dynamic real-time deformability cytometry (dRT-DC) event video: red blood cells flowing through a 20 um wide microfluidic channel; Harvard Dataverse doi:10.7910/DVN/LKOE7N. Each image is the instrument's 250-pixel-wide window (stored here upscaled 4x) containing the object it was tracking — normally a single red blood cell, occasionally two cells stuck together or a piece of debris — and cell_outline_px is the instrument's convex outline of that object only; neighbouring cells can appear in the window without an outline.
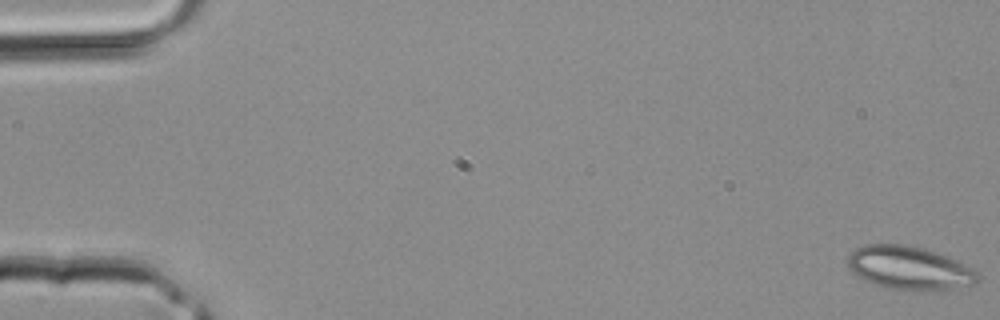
{"species": "common noctule bat (a hibernating species)", "species_latin": "Nyctalus noctula", "temperature_condition": "room temperature", "stored_images_in_passage": 40, "camera_frame_rate_fps": 3000, "um_per_image_px": 0.085, "animal": {"sex": "male", "body_mass_g": 20.4}, "frame": {"image": 1, "passage_image": 1, "time_ms": 0.0, "image_size_px": [1000, 320], "cell_outline_px": [[980, 276], [972, 284], [924, 292], [884, 288], [864, 280], [852, 272], [848, 268], [848, 256], [856, 248], [864, 244], [904, 244], [924, 248], [948, 256], [980, 272]], "centroid_in_image_um": [77.27, 22.78], "position_along_channel_um": 7.7, "area_um2": 33.06}}
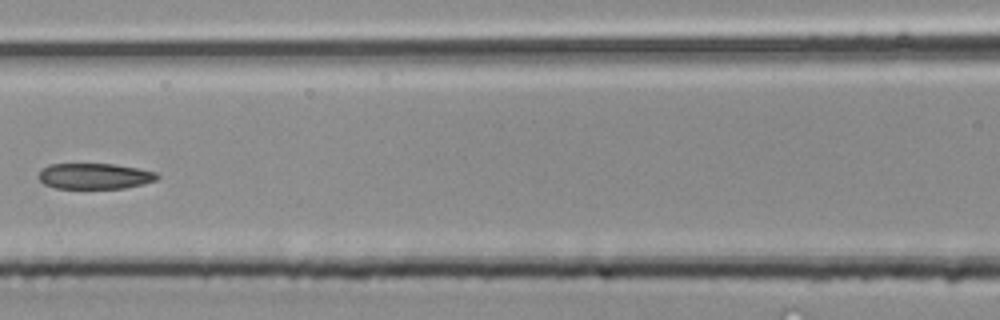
{"frame": {"image": 2, "passage_image": 19, "time_ms": 6.0, "image_size_px": [1000, 320], "cell_outline_px": [[160, 176], [156, 180], [144, 184], [124, 188], [56, 188], [44, 184], [36, 176], [48, 164], [112, 164], [136, 168], [156, 172]], "centroid_in_image_um": [8.04, 14.97], "position_along_channel_um": 158.6, "area_um2": 17.74}}
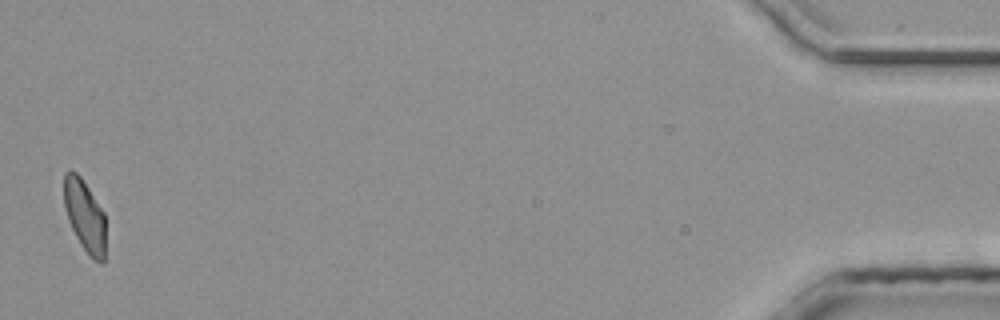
{"frame": {"image": 3, "passage_image": 40, "time_ms": 13.0, "image_size_px": [1000, 320], "cell_outline_px": [[104, 264], [100, 264], [92, 260], [88, 256], [80, 244], [68, 220], [64, 208], [64, 172], [72, 168], [80, 176], [104, 212]], "centroid_in_image_um": [7.18, 18.35], "position_along_channel_um": 428.0, "area_um2": 17.57}}